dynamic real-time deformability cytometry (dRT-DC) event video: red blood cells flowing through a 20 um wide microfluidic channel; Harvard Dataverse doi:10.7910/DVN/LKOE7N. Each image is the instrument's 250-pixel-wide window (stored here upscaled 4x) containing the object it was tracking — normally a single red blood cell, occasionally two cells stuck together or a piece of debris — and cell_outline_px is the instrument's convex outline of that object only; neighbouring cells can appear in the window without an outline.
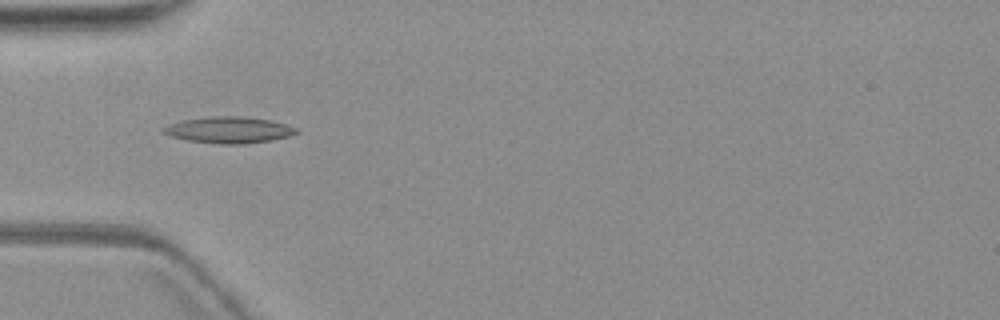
{"species": "common noctule bat (a hibernating species)", "species_latin": "Nyctalus noctula", "temperature_condition": "warm", "stored_images_in_passage": 5, "camera_frame_rate_fps": 3000, "um_per_image_px": 0.085, "animal": {"sex": "female", "body_mass_g": 19.3, "forearm_length_mm": 54.1}, "frame": {"image": 1, "passage_image": 5, "time_ms": 5.667, "image_size_px": [1000, 320], "cell_outline_px": [[300, 132], [288, 136], [272, 140], [244, 144], [220, 144], [188, 140], [172, 136], [164, 132], [164, 128], [172, 124], [184, 120], [212, 116], [244, 116], [268, 120], [288, 124], [296, 128]], "centroid_in_image_um": [19.54, 11.04], "position_along_channel_um": 65.5, "area_um2": 20.11}}